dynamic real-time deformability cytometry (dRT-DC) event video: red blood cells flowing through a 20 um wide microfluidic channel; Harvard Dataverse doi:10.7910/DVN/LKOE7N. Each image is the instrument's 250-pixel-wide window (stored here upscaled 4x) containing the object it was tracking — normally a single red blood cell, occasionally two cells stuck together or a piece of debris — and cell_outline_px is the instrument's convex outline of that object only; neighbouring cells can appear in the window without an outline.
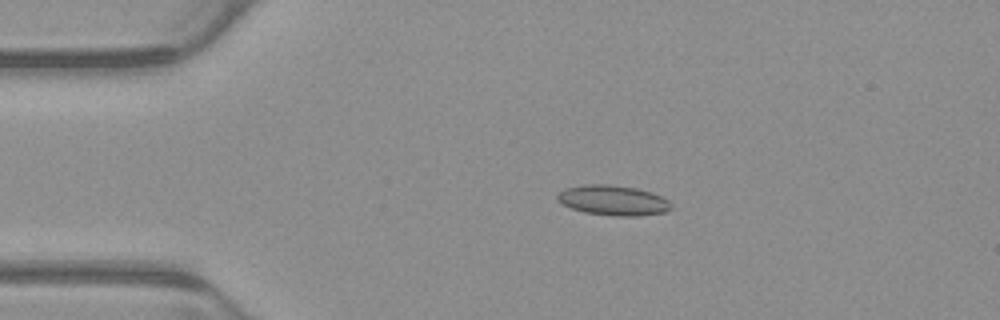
{"species": "common noctule bat (a hibernating species)", "species_latin": "Nyctalus noctula", "temperature_condition": "warm", "stored_images_in_passage": 53, "camera_frame_rate_fps": 3000, "um_per_image_px": 0.085, "animal": {"sex": "male", "body_mass_g": 23.1, "forearm_length_mm": 52.7}, "frame": {"image": 1, "passage_image": 11, "time_ms": 3.333, "image_size_px": [1000, 320], "cell_outline_px": [[672, 208], [664, 212], [640, 216], [616, 216], [584, 212], [572, 208], [556, 200], [556, 196], [564, 188], [584, 184], [608, 184], [636, 188], [652, 192], [668, 200]], "centroid_in_image_um": [52.1, 17.02], "position_along_channel_um": 32.9, "area_um2": 19.94}}
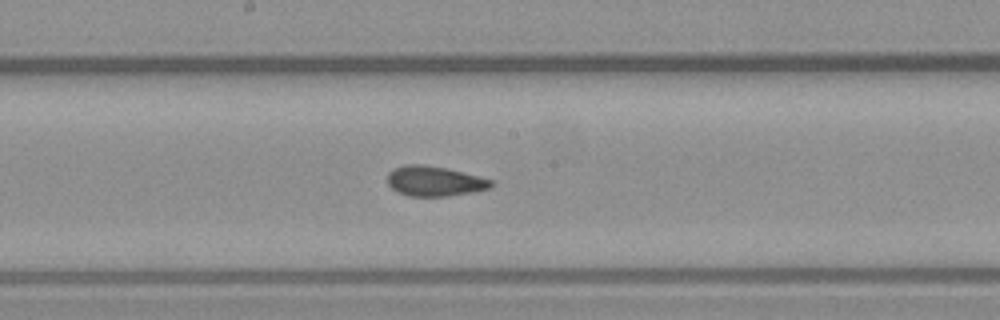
{"frame": {"image": 2, "passage_image": 28, "time_ms": 9.0, "image_size_px": [1000, 320], "cell_outline_px": [[492, 184], [488, 188], [472, 192], [448, 196], [408, 196], [392, 188], [388, 184], [388, 172], [392, 168], [404, 164], [424, 164], [448, 168], [492, 180]], "centroid_in_image_um": [36.88, 15.38], "position_along_channel_um": 211.3, "area_um2": 18.09}}
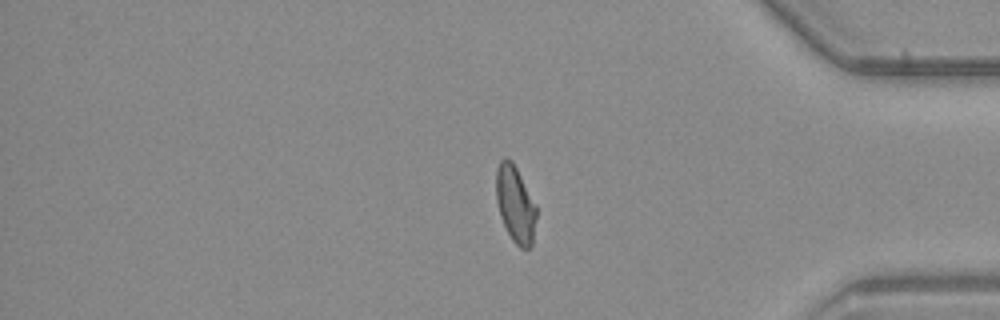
{"frame": {"image": 3, "passage_image": 44, "time_ms": 14.333, "image_size_px": [1000, 320], "cell_outline_px": [[536, 216], [532, 244], [528, 248], [520, 248], [512, 240], [500, 216], [496, 200], [496, 168], [500, 160], [504, 156], [508, 156], [512, 160], [536, 204]], "centroid_in_image_um": [43.79, 17.3], "position_along_channel_um": 391.4, "area_um2": 18.03}, "authors_computed_cell_mechanics": {"area_um2": 18.2648, "velocity_mm_per_s": 3.8795, "shape_relaxation_time_tau1_ms": 10.4962, "shape_relaxation_time_tau2_ms": 1.8511, "deformation_change_tau1": 0.1758, "deformation_change_tau2": 0.0587}}